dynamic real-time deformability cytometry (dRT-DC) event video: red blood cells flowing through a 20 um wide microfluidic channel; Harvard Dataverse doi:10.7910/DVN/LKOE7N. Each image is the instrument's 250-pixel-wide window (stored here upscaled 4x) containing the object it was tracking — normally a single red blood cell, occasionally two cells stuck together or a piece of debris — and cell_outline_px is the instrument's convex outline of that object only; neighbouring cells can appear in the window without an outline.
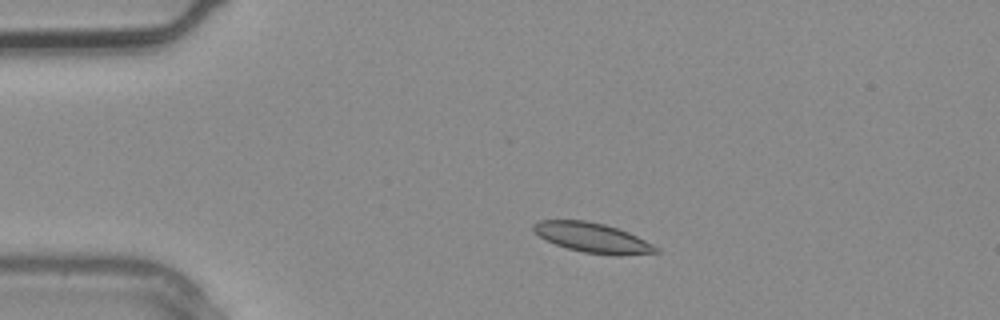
{"species": "common noctule bat (a hibernating species)", "species_latin": "Nyctalus noctula", "temperature_condition": "warm", "stored_images_in_passage": 2, "camera_frame_rate_fps": 3000, "um_per_image_px": 0.085, "animal": {"sex": "male", "body_mass_g": 20.4}, "frame": {"image": 1, "passage_image": 1, "time_ms": 0.0, "image_size_px": [1000, 320], "cell_outline_px": [[660, 252], [620, 256], [612, 256], [584, 252], [568, 248], [556, 244], [540, 236], [532, 228], [532, 224], [540, 220], [584, 220], [604, 224], [628, 232], [660, 248]], "centroid_in_image_um": [50.39, 20.21], "position_along_channel_um": 34.6, "area_um2": 21.1}}
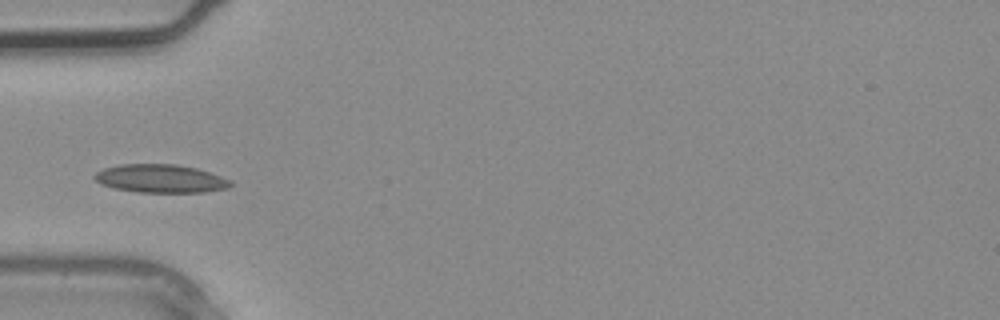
{"frame": {"image": 2, "passage_image": 2, "time_ms": 0.333, "image_size_px": [1000, 320], "cell_outline_px": [[232, 184], [228, 188], [204, 192], [140, 192], [116, 188], [100, 184], [92, 176], [96, 172], [104, 168], [120, 164], [176, 164], [196, 168], [232, 180]], "centroid_in_image_um": [13.64, 15.17], "position_along_channel_um": 71.4, "area_um2": 22.31}}